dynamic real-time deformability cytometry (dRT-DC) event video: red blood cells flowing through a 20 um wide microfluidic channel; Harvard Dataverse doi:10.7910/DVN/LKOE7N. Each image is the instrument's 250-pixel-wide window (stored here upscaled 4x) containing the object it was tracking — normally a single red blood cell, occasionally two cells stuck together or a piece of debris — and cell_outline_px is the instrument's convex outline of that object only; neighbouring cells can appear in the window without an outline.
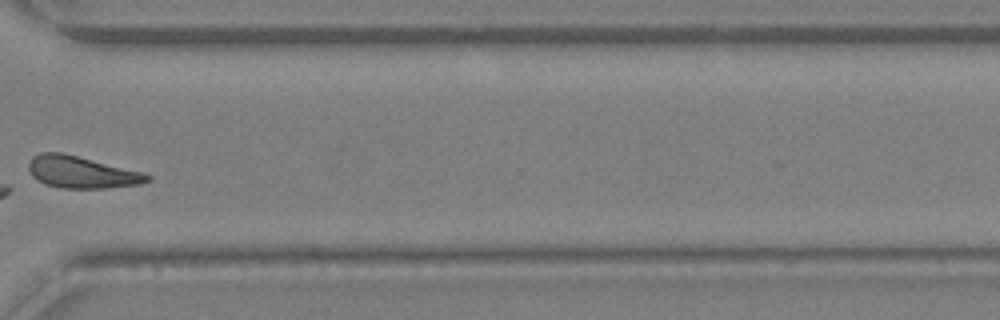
{"species": "Egyptian fruit bat (a non-hibernating species)", "species_latin": "Rousettus aegyptiacus", "temperature_condition": "warm", "stored_images_in_passage": 26, "camera_frame_rate_fps": 3000, "um_per_image_px": 0.085, "animal": {"sex": "female"}, "frame": {"image": 1, "passage_image": 22, "time_ms": 7.0, "image_size_px": [1000, 320], "cell_outline_px": [[152, 180], [140, 184], [104, 188], [60, 188], [44, 184], [36, 180], [32, 176], [28, 168], [28, 164], [32, 156], [40, 152], [60, 152], [144, 172], [152, 176]], "centroid_in_image_um": [6.92, 14.64], "position_along_channel_um": 363.7, "area_um2": 22.2}}